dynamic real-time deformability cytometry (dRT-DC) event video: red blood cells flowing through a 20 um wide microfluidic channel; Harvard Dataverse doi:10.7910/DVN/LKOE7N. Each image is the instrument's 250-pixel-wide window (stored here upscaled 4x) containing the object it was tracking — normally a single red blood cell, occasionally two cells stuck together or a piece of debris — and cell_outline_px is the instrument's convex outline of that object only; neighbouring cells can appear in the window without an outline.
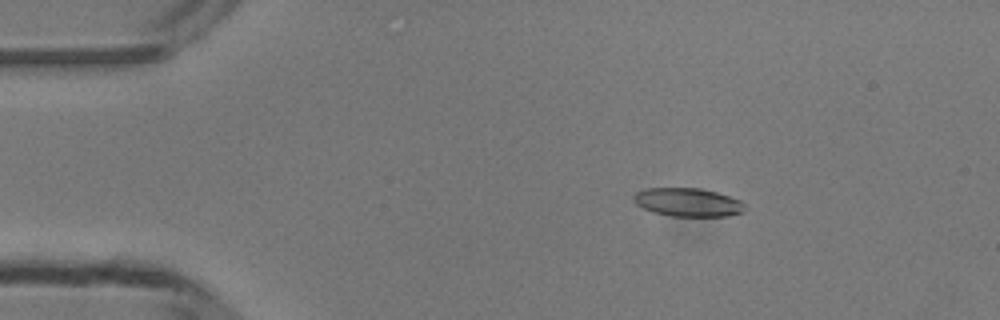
{"species": "common noctule bat (a hibernating species)", "species_latin": "Nyctalus noctula", "temperature_condition": "room temperature", "stored_images_in_passage": 13, "camera_frame_rate_fps": 3000, "um_per_image_px": 0.085, "animal": {"sex": "male", "body_mass_g": 13.3}, "frame": {"image": 1, "passage_image": 7, "time_ms": 2.0, "image_size_px": [1000, 320], "cell_outline_px": [[744, 212], [728, 216], [672, 216], [652, 212], [636, 204], [632, 200], [632, 196], [636, 192], [644, 188], [700, 188], [716, 192], [740, 200], [744, 204]], "centroid_in_image_um": [58.44, 17.19], "position_along_channel_um": 26.6, "area_um2": 18.5}}